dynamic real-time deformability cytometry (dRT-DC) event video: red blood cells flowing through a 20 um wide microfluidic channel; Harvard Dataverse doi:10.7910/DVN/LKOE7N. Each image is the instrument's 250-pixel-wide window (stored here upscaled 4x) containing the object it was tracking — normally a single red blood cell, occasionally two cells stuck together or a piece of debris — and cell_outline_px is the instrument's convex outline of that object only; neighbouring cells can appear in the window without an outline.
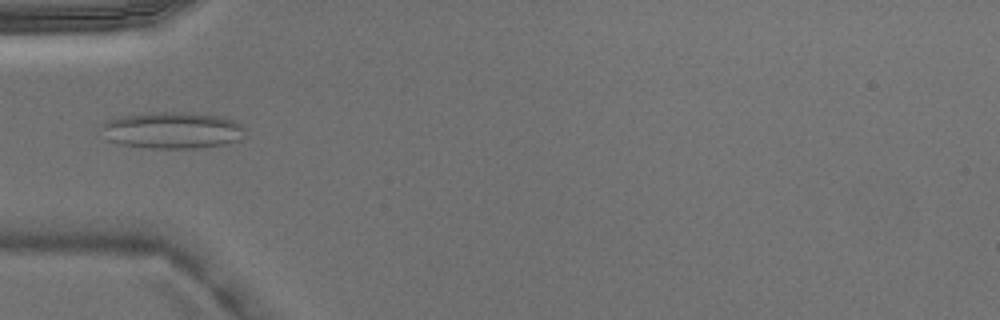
{"species": "Egyptian fruit bat (a non-hibernating species)", "species_latin": "Rousettus aegyptiacus", "temperature_condition": "warm", "stored_images_in_passage": 3, "camera_frame_rate_fps": 3000, "um_per_image_px": 0.085, "animal": {"sex": "male"}, "frame": {"image": 1, "passage_image": 3, "time_ms": 0.667, "image_size_px": [1000, 320], "cell_outline_px": [[244, 136], [240, 140], [224, 144], [196, 148], [148, 148], [120, 144], [108, 140], [100, 128], [108, 120], [120, 116], [148, 112], [196, 112], [224, 116], [236, 120], [244, 128]], "centroid_in_image_um": [14.68, 11.05], "position_along_channel_um": 70.3, "area_um2": 31.1}}